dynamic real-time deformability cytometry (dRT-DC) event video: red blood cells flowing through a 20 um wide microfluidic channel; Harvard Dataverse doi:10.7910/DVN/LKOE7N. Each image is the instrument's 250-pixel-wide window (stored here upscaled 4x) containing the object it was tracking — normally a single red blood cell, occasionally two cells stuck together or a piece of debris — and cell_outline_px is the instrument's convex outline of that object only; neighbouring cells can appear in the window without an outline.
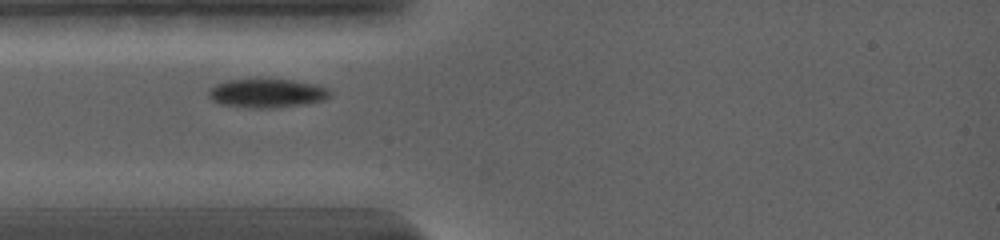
{"species": "common noctule bat (a hibernating species)", "species_latin": "Nyctalus noctula", "temperature_condition": "warm", "stored_images_in_passage": 77, "camera_frame_rate_fps": 5000, "um_per_image_px": 0.085, "animal": {"sex": "female", "body_mass_g": 19.0, "forearm_length_mm": 56.7}, "frame": {"image": 1, "passage_image": 1, "time_ms": 0.0, "image_size_px": [1000, 240], "cell_outline_px": [[332, 96], [324, 100], [304, 104], [276, 108], [252, 108], [220, 104], [212, 100], [208, 96], [208, 88], [224, 80], [260, 76], [268, 76], [316, 84], [328, 88], [332, 92]], "centroid_in_image_um": [22.67, 7.87], "position_along_channel_um": 62.3, "area_um2": 21.62}}
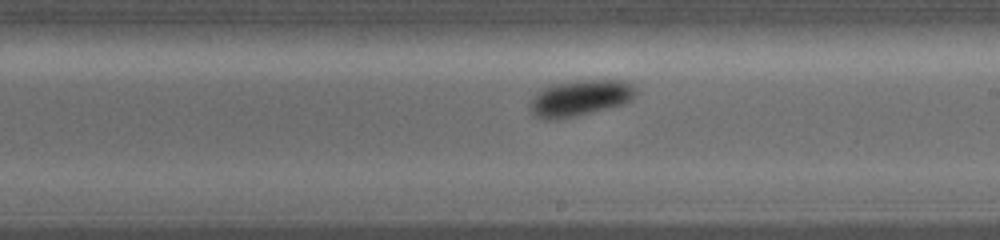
{"frame": {"image": 2, "passage_image": 35, "time_ms": 4.8, "image_size_px": [1000, 240], "cell_outline_px": [[636, 96], [632, 100], [624, 104], [576, 116], [556, 120], [544, 120], [532, 116], [528, 104], [544, 88], [556, 84], [580, 80], [624, 80], [632, 84], [636, 88]], "centroid_in_image_um": [49.33, 8.35], "position_along_channel_um": 239.7, "area_um2": 22.31}}
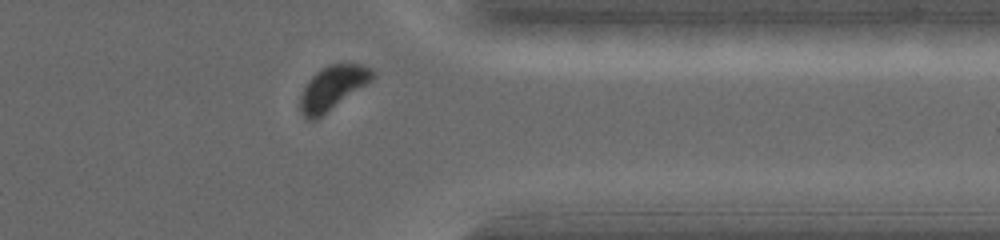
{"frame": {"image": 3, "passage_image": 65, "time_ms": 8.8, "image_size_px": [1000, 240], "cell_outline_px": [[376, 76], [372, 80], [316, 120], [304, 120], [300, 112], [300, 96], [308, 80], [316, 72], [328, 64], [360, 64], [372, 68], [376, 72]], "centroid_in_image_um": [28.26, 7.47], "position_along_channel_um": 383.1, "area_um2": 18.55}}